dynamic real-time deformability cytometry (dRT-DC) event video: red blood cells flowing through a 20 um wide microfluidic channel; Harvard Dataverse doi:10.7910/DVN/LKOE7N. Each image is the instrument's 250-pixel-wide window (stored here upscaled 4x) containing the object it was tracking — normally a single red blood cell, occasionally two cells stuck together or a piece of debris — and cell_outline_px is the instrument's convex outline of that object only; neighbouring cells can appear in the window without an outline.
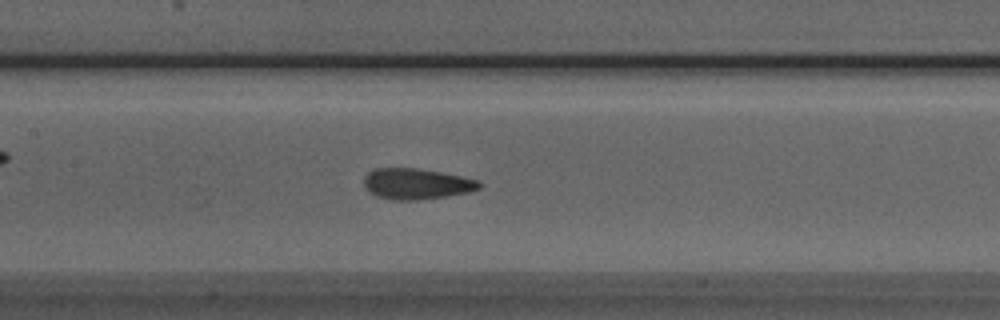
{"species": "Egyptian fruit bat (a non-hibernating species)", "species_latin": "Rousettus aegyptiacus", "temperature_condition": "room temperature", "stored_images_in_passage": 44, "camera_frame_rate_fps": 3000, "um_per_image_px": 0.085, "animal": {"sex": "male"}, "frame": {"image": 1, "passage_image": 17, "time_ms": 5.333, "image_size_px": [1000, 320], "cell_outline_px": [[484, 184], [480, 188], [468, 192], [444, 196], [416, 200], [392, 200], [376, 196], [368, 192], [364, 188], [364, 176], [372, 168], [416, 168], [464, 176], [480, 180]], "centroid_in_image_um": [35.39, 15.62], "position_along_channel_um": 172.0, "area_um2": 20.98}}
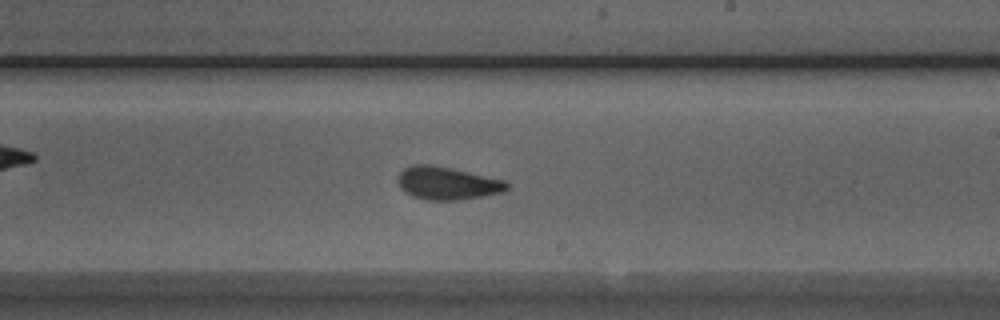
{"frame": {"image": 2, "passage_image": 23, "time_ms": 7.333, "image_size_px": [1000, 320], "cell_outline_px": [[508, 188], [504, 192], [460, 200], [424, 200], [412, 196], [396, 180], [400, 172], [404, 168], [412, 164], [432, 164], [504, 180], [508, 184]], "centroid_in_image_um": [38.01, 15.57], "position_along_channel_um": 251.0, "area_um2": 20.69}}
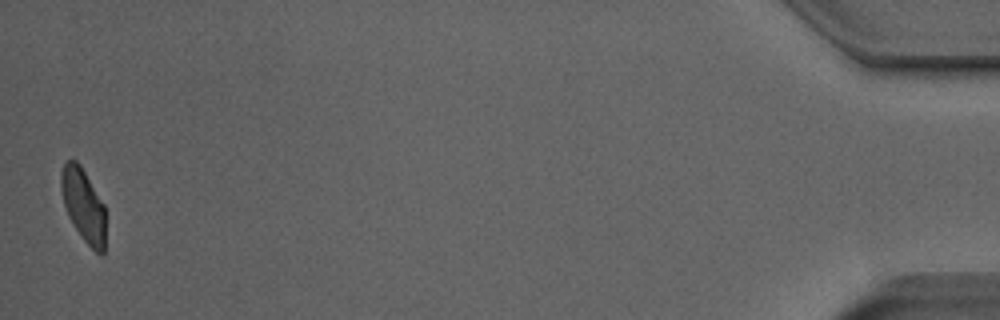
{"frame": {"image": 3, "passage_image": 44, "time_ms": 14.333, "image_size_px": [1000, 320], "cell_outline_px": [[104, 252], [100, 256], [84, 240], [68, 216], [64, 204], [60, 188], [60, 172], [64, 164], [68, 160], [76, 160], [80, 164], [104, 204]], "centroid_in_image_um": [7.07, 17.41], "position_along_channel_um": 428.1, "area_um2": 18.73}, "authors_computed_cell_mechanics": {"area_um2": 20.7791, "velocity_mm_per_s": 3.9635, "shape_relaxation_time_tau1_ms": 3.8909, "shape_relaxation_time_tau2_ms": 1.2459, "deformation_change_tau1": 0.1104, "deformation_change_tau2": 0.0582}}